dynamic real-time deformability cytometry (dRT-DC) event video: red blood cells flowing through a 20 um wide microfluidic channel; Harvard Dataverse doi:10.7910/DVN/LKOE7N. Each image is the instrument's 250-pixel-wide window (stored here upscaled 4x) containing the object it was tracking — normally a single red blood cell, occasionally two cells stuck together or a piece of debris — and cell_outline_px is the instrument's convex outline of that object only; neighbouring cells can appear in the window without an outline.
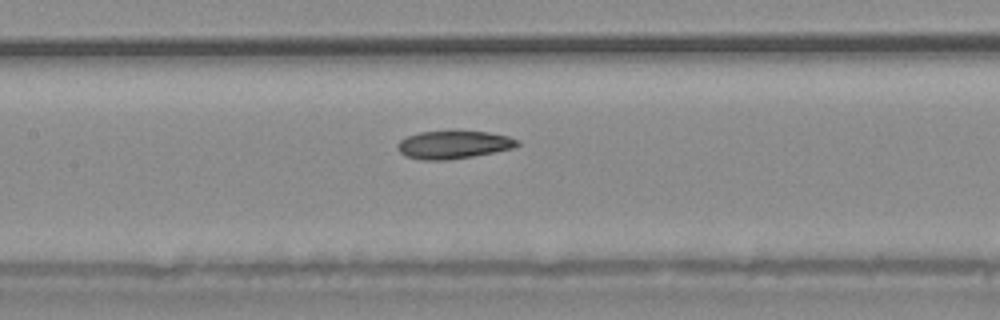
{"species": "common noctule bat (a hibernating species)", "species_latin": "Nyctalus noctula", "temperature_condition": "warm", "stored_images_in_passage": 21, "camera_frame_rate_fps": 3000, "um_per_image_px": 0.085, "animal": {"sex": "male", "body_mass_g": 20.4}, "frame": {"image": 1, "passage_image": 7, "time_ms": 2.0, "image_size_px": [1000, 320], "cell_outline_px": [[520, 144], [512, 148], [472, 156], [448, 160], [420, 160], [404, 156], [396, 148], [396, 144], [400, 140], [408, 136], [420, 132], [488, 132], [508, 136], [520, 140]], "centroid_in_image_um": [38.51, 12.31], "position_along_channel_um": 168.9, "area_um2": 19.31}}
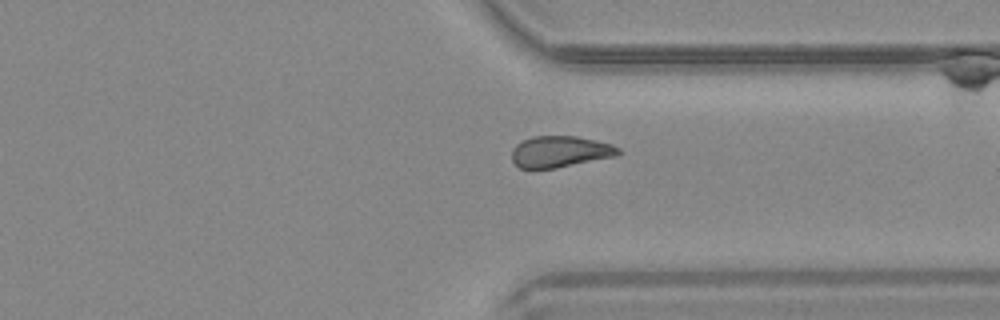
{"frame": {"image": 2, "passage_image": 18, "time_ms": 5.667, "image_size_px": [1000, 320], "cell_outline_px": [[620, 152], [616, 156], [556, 168], [520, 168], [512, 160], [512, 148], [516, 144], [532, 136], [576, 136], [596, 140], [612, 144], [620, 148]], "centroid_in_image_um": [47.61, 12.88], "position_along_channel_um": 363.8, "area_um2": 19.42}}